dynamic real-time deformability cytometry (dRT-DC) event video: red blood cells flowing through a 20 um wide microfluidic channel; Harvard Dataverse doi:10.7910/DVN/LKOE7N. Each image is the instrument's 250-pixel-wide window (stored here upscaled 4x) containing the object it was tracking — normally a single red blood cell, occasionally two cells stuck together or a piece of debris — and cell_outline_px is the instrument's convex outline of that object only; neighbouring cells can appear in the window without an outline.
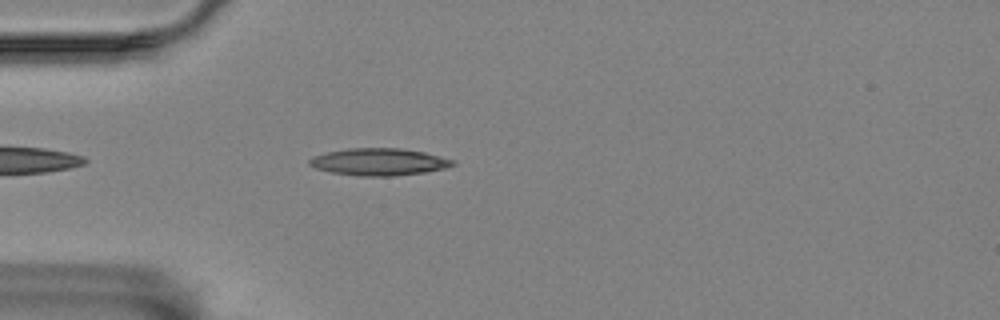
{"species": "Egyptian fruit bat (a non-hibernating species)", "species_latin": "Rousettus aegyptiacus", "temperature_condition": "room temperature", "stored_images_in_passage": 40, "camera_frame_rate_fps": 3000, "um_per_image_px": 0.085, "animal": {"sex": "female"}, "frame": {"image": 1, "passage_image": 4, "time_ms": 1.0, "image_size_px": [1000, 320], "cell_outline_px": [[456, 164], [444, 168], [424, 172], [392, 176], [360, 176], [332, 172], [316, 168], [308, 164], [308, 160], [312, 156], [328, 152], [348, 148], [400, 148], [424, 152], [456, 160]], "centroid_in_image_um": [32.22, 13.75], "position_along_channel_um": 52.8, "area_um2": 22.6}}
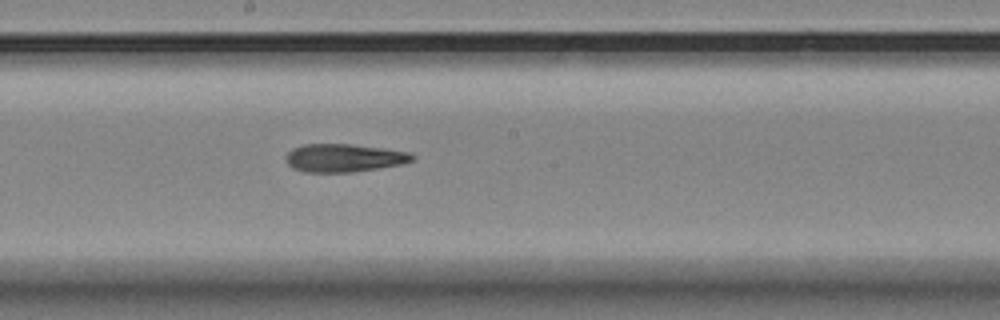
{"frame": {"image": 2, "passage_image": 19, "time_ms": 6.0, "image_size_px": [1000, 320], "cell_outline_px": [[416, 160], [400, 164], [352, 172], [304, 172], [292, 168], [284, 160], [284, 156], [292, 148], [304, 144], [352, 144], [384, 148], [412, 152], [416, 156]], "centroid_in_image_um": [29.23, 13.41], "position_along_channel_um": 219.0, "area_um2": 20.92}}
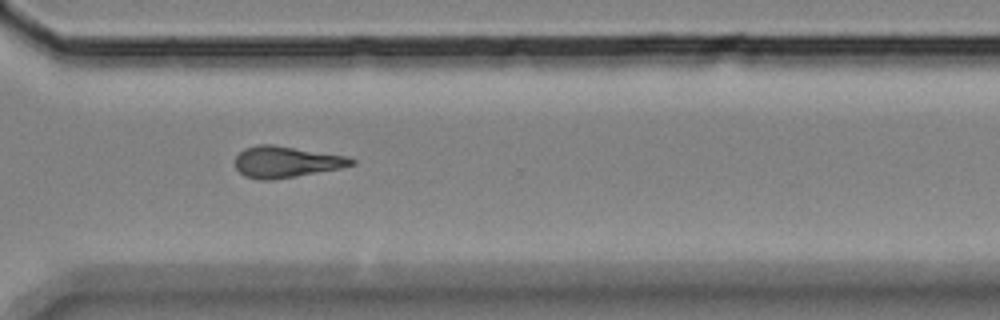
{"frame": {"image": 3, "passage_image": 30, "time_ms": 9.667, "image_size_px": [1000, 320], "cell_outline_px": [[356, 164], [340, 168], [296, 176], [272, 180], [260, 180], [244, 176], [236, 168], [236, 156], [244, 148], [256, 144], [272, 144], [348, 156], [356, 160]], "centroid_in_image_um": [24.32, 13.75], "position_along_channel_um": 346.3, "area_um2": 21.27}, "authors_computed_cell_mechanics": {"area_um2": 20.9814, "velocity_mm_per_s": 3.4712, "shape_relaxation_time_tau1_ms": null, "shape_relaxation_time_tau2_ms": 7.3465, "deformation_change_tau1": null, "deformation_change_tau2": 0.2068}}